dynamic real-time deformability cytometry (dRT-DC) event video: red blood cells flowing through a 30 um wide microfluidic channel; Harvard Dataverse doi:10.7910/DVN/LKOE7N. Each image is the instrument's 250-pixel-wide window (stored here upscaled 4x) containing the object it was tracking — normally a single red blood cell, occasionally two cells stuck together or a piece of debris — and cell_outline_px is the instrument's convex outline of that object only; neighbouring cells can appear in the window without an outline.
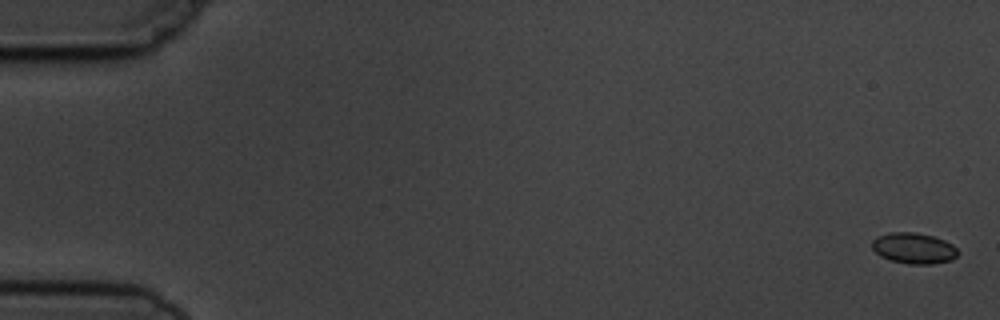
{"species": "common noctule bat (a hibernating species)", "species_latin": "Nyctalus noctula", "temperature_condition": "cold", "stored_images_in_passage": 15, "camera_frame_rate_fps": 3000, "um_per_image_px": 0.085, "animal": {"sex": "male", "body_mass_g": 19.5, "forearm_length_mm": 54.6}, "frame": {"image": 1, "passage_image": 1, "time_ms": 0.0, "image_size_px": [1000, 320], "cell_outline_px": [[960, 252], [952, 260], [932, 264], [908, 264], [892, 260], [880, 256], [872, 248], [872, 240], [876, 236], [888, 232], [916, 232], [932, 236], [944, 240], [952, 244]], "centroid_in_image_um": [77.67, 21.09], "position_along_channel_um": 7.3, "area_um2": 15.55}}
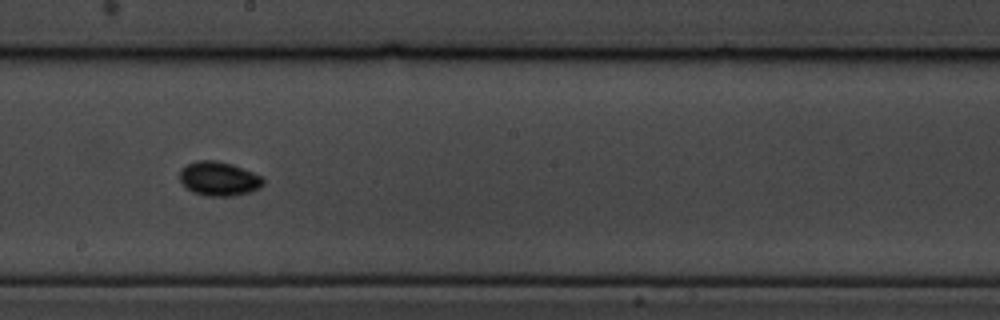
{"frame": {"image": 2, "passage_image": 9, "time_ms": 10.0, "image_size_px": [1000, 320], "cell_outline_px": [[264, 184], [260, 188], [252, 192], [236, 196], [204, 196], [192, 192], [180, 180], [180, 168], [196, 160], [216, 160], [232, 164], [252, 172], [260, 176], [264, 180]], "centroid_in_image_um": [18.62, 15.2], "position_along_channel_um": 229.6, "area_um2": 16.76}}
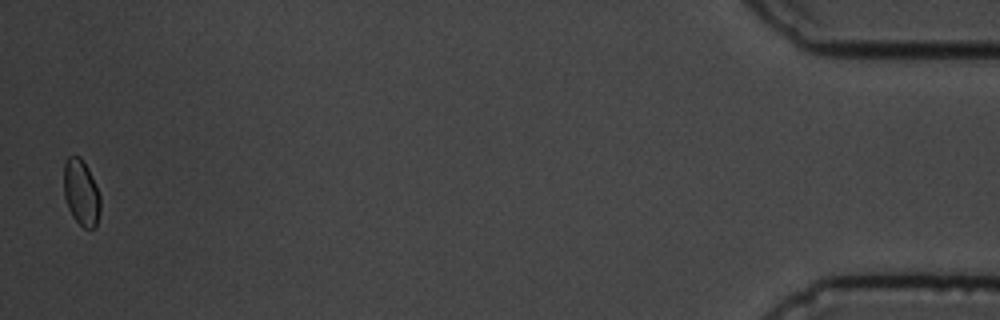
{"frame": {"image": 3, "passage_image": 15, "time_ms": 17.667, "image_size_px": [1000, 320], "cell_outline_px": [[100, 212], [96, 228], [84, 228], [72, 216], [68, 208], [64, 196], [64, 164], [68, 156], [80, 156], [88, 168], [100, 196]], "centroid_in_image_um": [6.9, 16.38], "position_along_channel_um": 428.3, "area_um2": 14.05}, "authors_computed_cell_mechanics": {"area_um2": 14.8546, "velocity_mm_per_s": 3.7268, "shape_relaxation_time_tau1_ms": 1.1648, "shape_relaxation_time_tau2_ms": null, "deformation_change_tau1": 0.0397, "deformation_change_tau2": null}}